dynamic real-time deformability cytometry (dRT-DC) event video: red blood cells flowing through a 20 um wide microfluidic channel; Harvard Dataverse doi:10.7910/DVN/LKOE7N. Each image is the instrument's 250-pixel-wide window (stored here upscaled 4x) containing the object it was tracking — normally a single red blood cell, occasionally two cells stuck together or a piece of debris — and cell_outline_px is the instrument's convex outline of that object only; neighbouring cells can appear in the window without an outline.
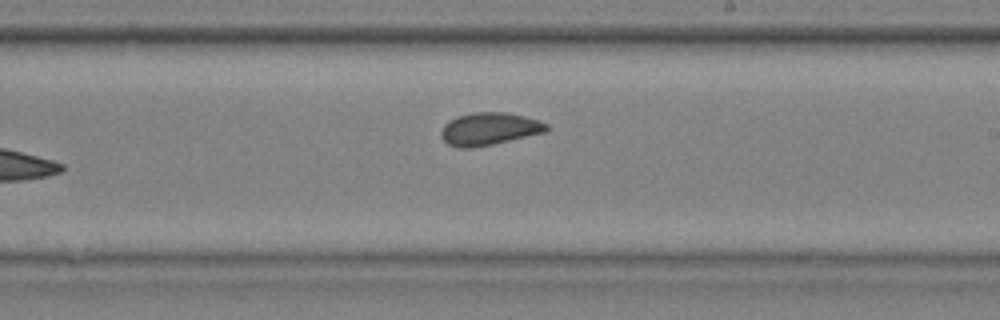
{"species": "common noctule bat (a hibernating species)", "species_latin": "Nyctalus noctula", "temperature_condition": "cold", "stored_images_in_passage": 9, "camera_frame_rate_fps": 3000, "um_per_image_px": 0.085, "animal": {"sex": "male", "body_mass_g": 20.4}, "frame": {"image": 1, "passage_image": 9, "time_ms": 2.667, "image_size_px": [1000, 320], "cell_outline_px": [[548, 128], [544, 132], [492, 144], [472, 148], [460, 148], [448, 144], [440, 136], [440, 132], [444, 124], [448, 120], [456, 116], [472, 112], [504, 112], [524, 116], [548, 124]], "centroid_in_image_um": [41.52, 10.95], "position_along_channel_um": 247.5, "area_um2": 19.88}}